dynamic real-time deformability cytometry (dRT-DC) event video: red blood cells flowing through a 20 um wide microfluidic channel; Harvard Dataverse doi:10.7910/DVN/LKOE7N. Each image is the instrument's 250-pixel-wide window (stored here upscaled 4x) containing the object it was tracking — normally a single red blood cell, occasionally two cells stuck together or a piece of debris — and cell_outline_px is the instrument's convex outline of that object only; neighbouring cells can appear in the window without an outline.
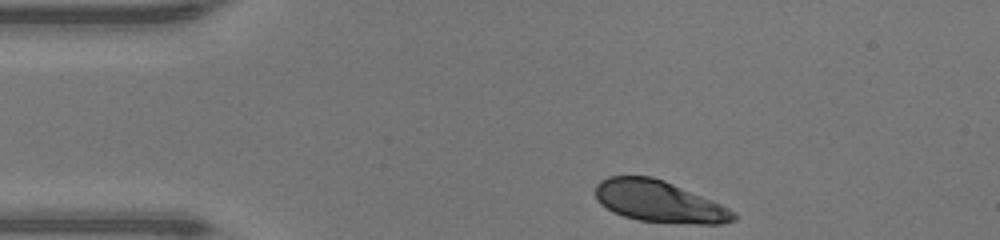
{"species": "human", "species_latin": "Homo sapiens", "temperature_condition": "warm", "stored_images_in_passage": 32, "camera_frame_rate_fps": 3000, "um_per_image_px": 0.085, "donor": {"sex": "male"}, "frame": {"image": 1, "passage_image": 1, "time_ms": 0.0, "image_size_px": [1000, 240], "cell_outline_px": [[736, 220], [720, 224], [696, 224], [640, 220], [624, 216], [600, 204], [596, 200], [596, 184], [600, 180], [608, 176], [652, 176], [664, 180], [720, 204], [736, 212]], "centroid_in_image_um": [56.02, 17.12], "position_along_channel_um": 29.0, "area_um2": 33.12}}
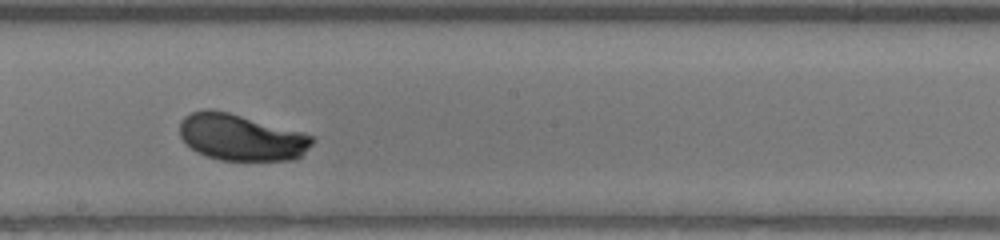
{"frame": {"image": 2, "passage_image": 19, "time_ms": 6.0, "image_size_px": [1000, 240], "cell_outline_px": [[316, 140], [300, 156], [292, 160], [220, 160], [196, 152], [180, 136], [180, 120], [184, 116], [192, 112], [208, 108], [228, 112], [300, 132], [312, 136]], "centroid_in_image_um": [20.47, 11.67], "position_along_channel_um": 227.7, "area_um2": 35.49}}
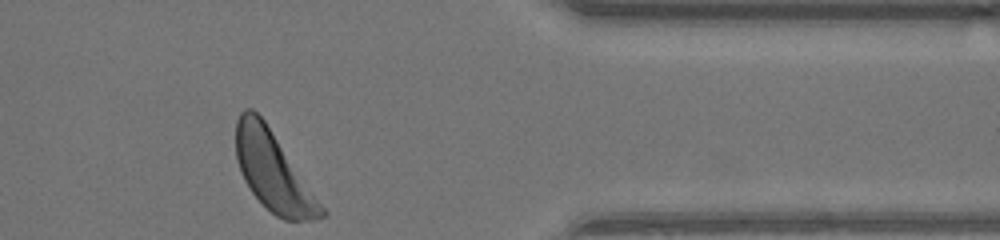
{"frame": {"image": 3, "passage_image": 32, "time_ms": 10.333, "image_size_px": [1000, 240], "cell_outline_px": [[328, 212], [324, 216], [312, 220], [284, 220], [276, 216], [252, 192], [244, 180], [236, 156], [236, 120], [240, 112], [244, 108], [252, 108], [264, 120]], "centroid_in_image_um": [23.22, 14.57], "position_along_channel_um": 388.2, "area_um2": 38.61}, "authors_computed_cell_mechanics": {"area_um2": 36.2984, "velocity_mm_per_s": 4.2345, "shape_relaxation_time_tau1_ms": 1.5812, "shape_relaxation_time_tau2_ms": null, "deformation_change_tau1": 0.1304, "deformation_change_tau2": null}}